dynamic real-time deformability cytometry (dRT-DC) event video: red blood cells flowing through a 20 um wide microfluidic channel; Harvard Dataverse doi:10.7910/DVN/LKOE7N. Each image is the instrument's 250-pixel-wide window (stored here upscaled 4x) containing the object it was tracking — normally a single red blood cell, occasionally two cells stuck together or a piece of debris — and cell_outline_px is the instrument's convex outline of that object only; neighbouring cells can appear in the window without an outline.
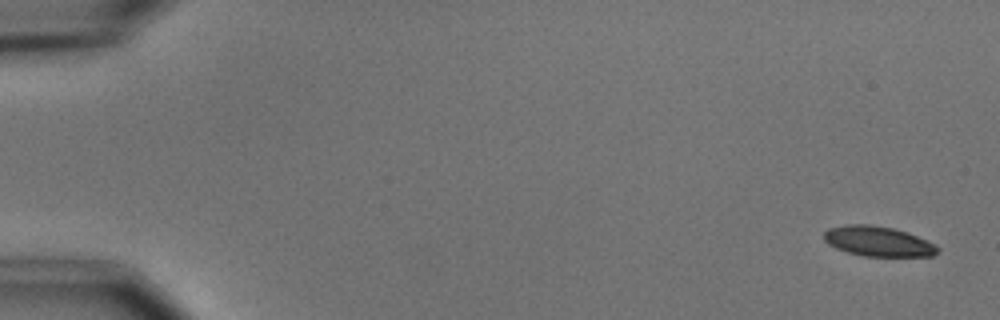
{"species": "common noctule bat (a hibernating species)", "species_latin": "Nyctalus noctula", "temperature_condition": "cold", "stored_images_in_passage": 7, "camera_frame_rate_fps": 3000, "um_per_image_px": 0.085, "animal": {"sex": "male", "body_mass_g": 15.6}, "frame": {"image": 1, "passage_image": 1, "time_ms": 0.0, "image_size_px": [1000, 320], "cell_outline_px": [[940, 248], [932, 256], [864, 256], [848, 252], [836, 248], [828, 244], [824, 240], [824, 232], [828, 228], [848, 224], [872, 224], [892, 228], [908, 232], [928, 240], [936, 244]], "centroid_in_image_um": [74.65, 20.5], "position_along_channel_um": 10.4, "area_um2": 20.0}}
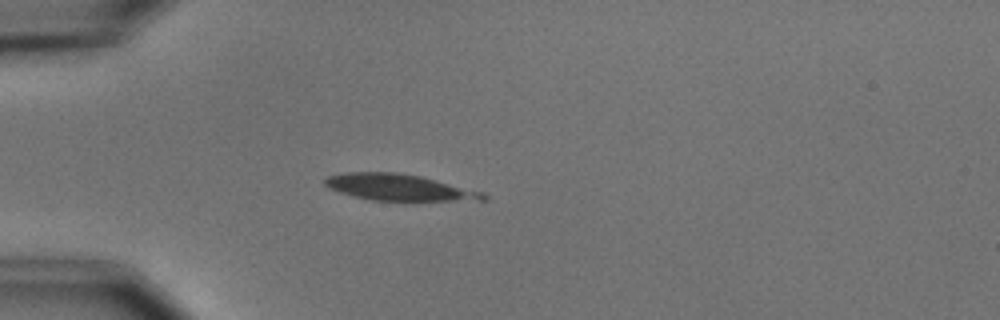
{"frame": {"image": 2, "passage_image": 4, "time_ms": 4.667, "image_size_px": [1000, 320], "cell_outline_px": [[488, 200], [372, 200], [352, 196], [328, 188], [324, 184], [324, 180], [328, 176], [344, 172], [396, 172], [420, 176], [484, 192], [488, 196]], "centroid_in_image_um": [33.89, 15.92], "position_along_channel_um": 51.1, "area_um2": 24.16}}